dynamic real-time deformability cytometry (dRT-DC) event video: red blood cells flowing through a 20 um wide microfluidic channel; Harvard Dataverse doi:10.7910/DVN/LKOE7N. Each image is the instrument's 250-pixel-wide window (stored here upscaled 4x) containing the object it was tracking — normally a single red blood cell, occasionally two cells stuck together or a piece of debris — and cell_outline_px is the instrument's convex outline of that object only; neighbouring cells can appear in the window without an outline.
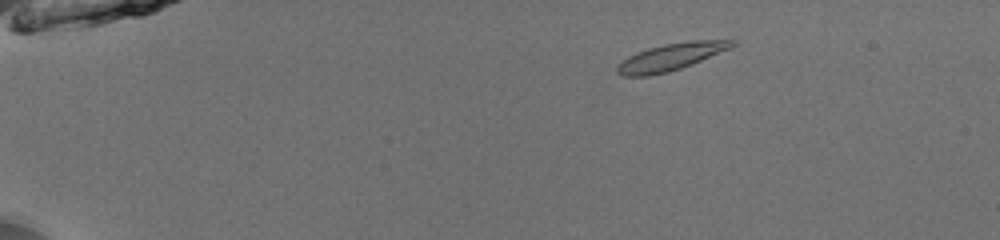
{"species": "common noctule bat (a hibernating species)", "species_latin": "Nyctalus noctula", "temperature_condition": "room temperature", "stored_images_in_passage": 48, "camera_frame_rate_fps": 3000, "um_per_image_px": 0.085, "animal": {"sex": "male", "body_mass_g": 13.0, "forearm_length_mm": 53.1}, "frame": {"image": 1, "passage_image": 5, "time_ms": 1.333, "image_size_px": [1000, 240], "cell_outline_px": [[736, 44], [732, 48], [692, 64], [668, 72], [648, 76], [624, 76], [616, 72], [616, 64], [628, 56], [636, 52], [648, 48], [664, 44], [692, 40], [736, 40]], "centroid_in_image_um": [57.01, 4.83], "position_along_channel_um": 28.0, "area_um2": 18.26}}
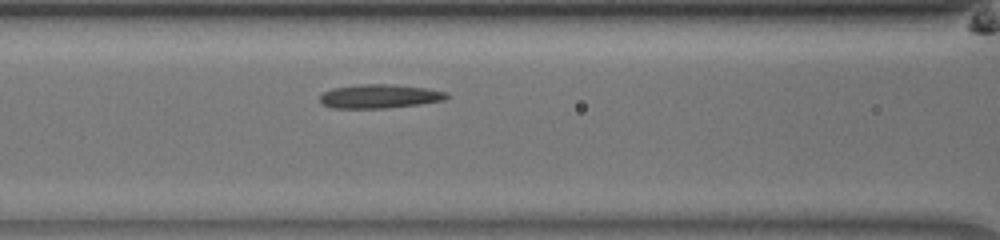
{"frame": {"image": 2, "passage_image": 20, "time_ms": 6.333, "image_size_px": [1000, 240], "cell_outline_px": [[452, 96], [444, 100], [420, 104], [384, 108], [332, 108], [320, 104], [320, 96], [324, 92], [332, 88], [360, 84], [392, 84], [428, 88], [448, 92]], "centroid_in_image_um": [32.29, 8.18], "position_along_channel_um": 134.3, "area_um2": 17.86}}
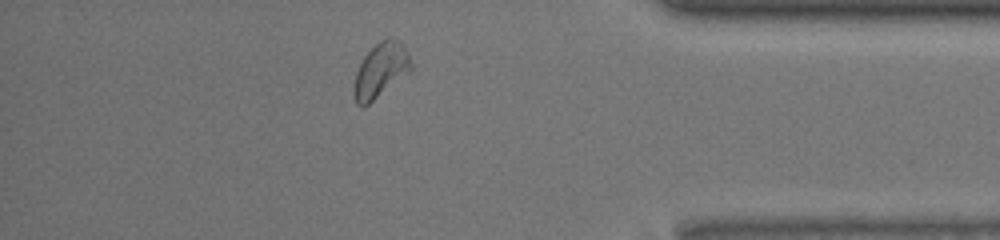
{"frame": {"image": 3, "passage_image": 42, "time_ms": 13.667, "image_size_px": [1000, 240], "cell_outline_px": [[412, 68], [408, 72], [364, 108], [360, 108], [356, 104], [352, 96], [352, 92], [356, 72], [364, 56], [380, 40], [388, 36], [392, 36], [400, 40], [408, 52], [412, 64]], "centroid_in_image_um": [32.33, 5.97], "position_along_channel_um": 402.9, "area_um2": 18.32}, "authors_computed_cell_mechanics": {"area_um2": 17.8024, "velocity_mm_per_s": 3.9447, "shape_relaxation_time_tau1_ms": 5.1654, "shape_relaxation_time_tau2_ms": 2.9423, "deformation_change_tau1": 0.1483, "deformation_change_tau2": 0.0825}}